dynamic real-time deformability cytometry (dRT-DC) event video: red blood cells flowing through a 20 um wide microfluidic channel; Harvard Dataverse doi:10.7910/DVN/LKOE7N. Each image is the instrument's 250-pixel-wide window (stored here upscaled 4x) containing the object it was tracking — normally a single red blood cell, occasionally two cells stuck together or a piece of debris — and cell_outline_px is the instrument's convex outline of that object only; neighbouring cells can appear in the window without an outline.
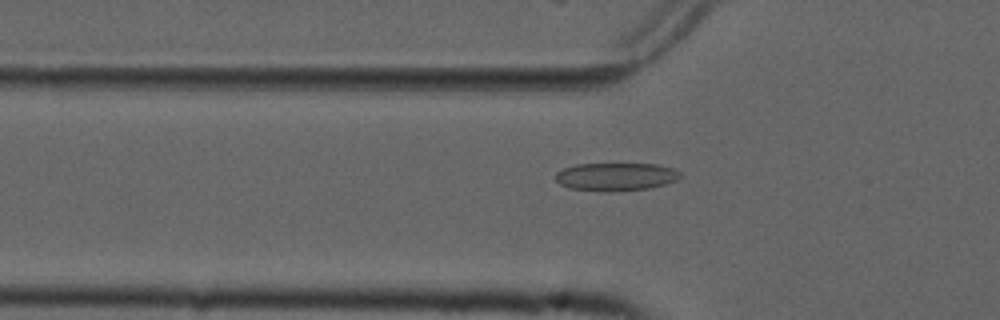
{"species": "common noctule bat (a hibernating species)", "species_latin": "Nyctalus noctula", "temperature_condition": "cold", "stored_images_in_passage": 54, "camera_frame_rate_fps": 3000, "um_per_image_px": 0.085, "animal": {"sex": "male", "forearm_length_mm": 52.5}, "frame": {"image": 1, "passage_image": 18, "time_ms": 5.667, "image_size_px": [1000, 320], "cell_outline_px": [[680, 176], [676, 180], [652, 188], [612, 192], [604, 192], [568, 188], [560, 184], [556, 180], [556, 172], [564, 168], [576, 164], [656, 164], [672, 168], [680, 172]], "centroid_in_image_um": [52.32, 15.03], "position_along_channel_um": 73.5, "area_um2": 20.46}}
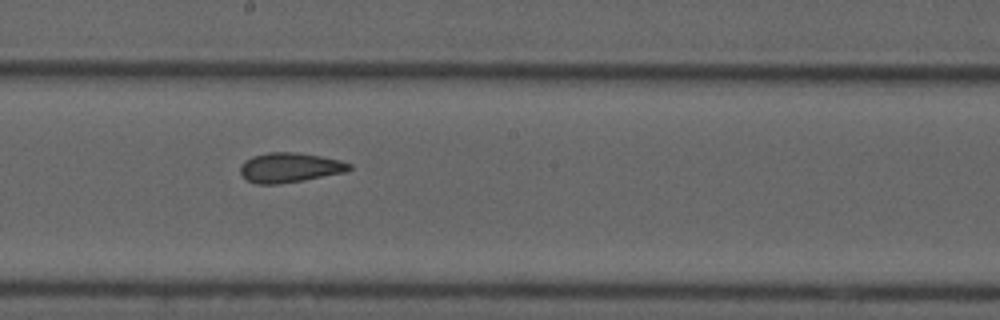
{"frame": {"image": 2, "passage_image": 30, "time_ms": 9.667, "image_size_px": [1000, 320], "cell_outline_px": [[352, 168], [344, 172], [304, 180], [276, 184], [256, 184], [248, 180], [240, 172], [240, 168], [252, 156], [268, 152], [292, 152], [320, 156], [340, 160], [352, 164]], "centroid_in_image_um": [24.65, 14.24], "position_along_channel_um": 223.5, "area_um2": 18.55}}
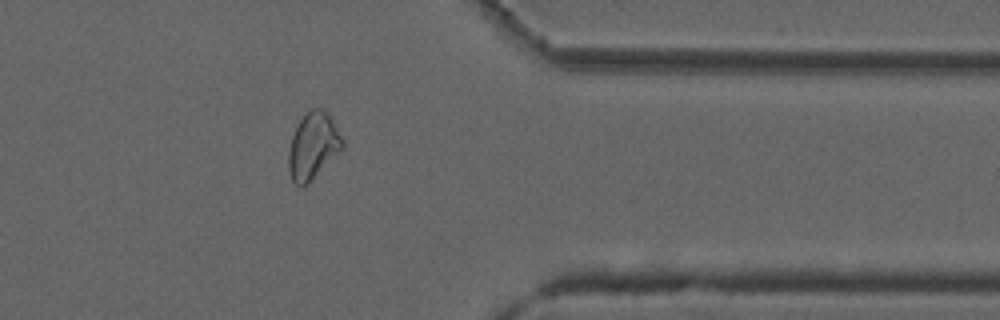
{"frame": {"image": 3, "passage_image": 44, "time_ms": 14.333, "image_size_px": [1000, 320], "cell_outline_px": [[344, 148], [308, 184], [300, 188], [292, 180], [288, 168], [288, 152], [292, 136], [300, 120], [312, 108], [320, 108], [332, 120], [344, 140]], "centroid_in_image_um": [26.61, 12.46], "position_along_channel_um": 384.8, "area_um2": 20.75}, "authors_computed_cell_mechanics": {"area_um2": 20.3745, "velocity_mm_per_s": 3.7426, "shape_relaxation_time_tau1_ms": null, "shape_relaxation_time_tau2_ms": 2.0135, "deformation_change_tau1": null, "deformation_change_tau2": 0.0745}}